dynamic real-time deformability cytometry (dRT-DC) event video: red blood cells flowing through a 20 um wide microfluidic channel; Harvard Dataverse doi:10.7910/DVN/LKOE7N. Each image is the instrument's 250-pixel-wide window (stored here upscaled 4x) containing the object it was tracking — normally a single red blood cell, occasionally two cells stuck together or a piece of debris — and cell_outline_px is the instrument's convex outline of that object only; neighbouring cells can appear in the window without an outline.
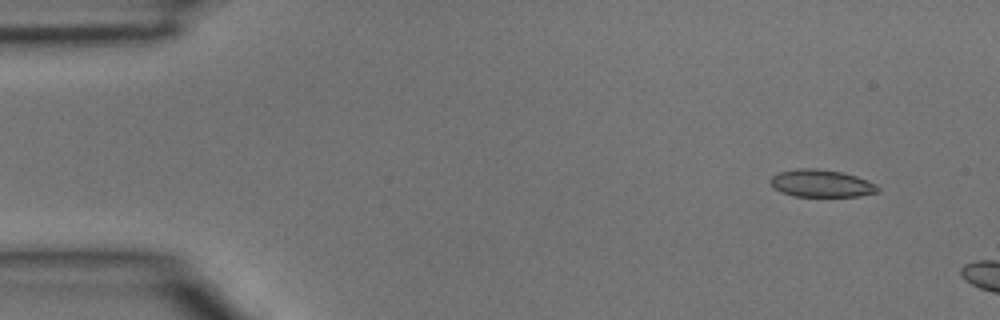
{"species": "common noctule bat (a hibernating species)", "species_latin": "Nyctalus noctula", "temperature_condition": "room temperature", "stored_images_in_passage": 3, "camera_frame_rate_fps": 3000, "um_per_image_px": 0.085, "animal": {"sex": "male", "body_mass_g": 15.6}, "frame": {"image": 1, "passage_image": 2, "time_ms": 0.333, "image_size_px": [1000, 320], "cell_outline_px": [[880, 192], [860, 196], [792, 196], [780, 192], [768, 180], [772, 176], [780, 172], [796, 168], [816, 168], [840, 172], [856, 176], [868, 180], [876, 184], [880, 188]], "centroid_in_image_um": [69.83, 15.59], "position_along_channel_um": 15.2, "area_um2": 17.22}}